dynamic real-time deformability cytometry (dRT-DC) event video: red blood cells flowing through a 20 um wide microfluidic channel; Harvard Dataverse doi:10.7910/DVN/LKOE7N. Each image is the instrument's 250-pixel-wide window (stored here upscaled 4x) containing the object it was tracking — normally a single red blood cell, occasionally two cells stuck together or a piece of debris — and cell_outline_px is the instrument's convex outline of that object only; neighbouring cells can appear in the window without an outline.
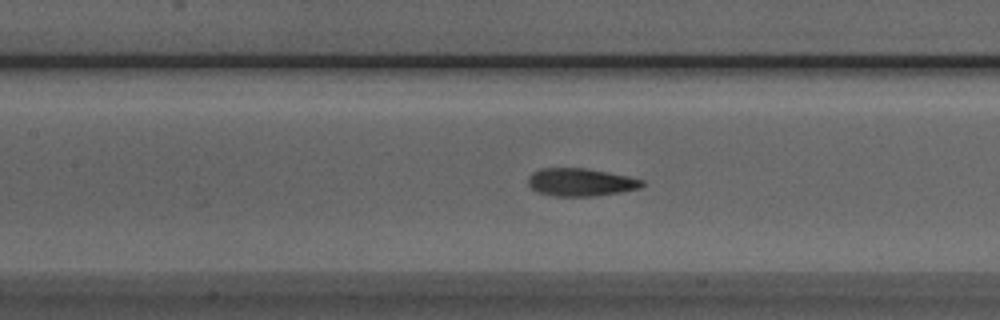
{"species": "Egyptian fruit bat (a non-hibernating species)", "species_latin": "Rousettus aegyptiacus", "temperature_condition": "room temperature", "stored_images_in_passage": 38, "camera_frame_rate_fps": 3000, "um_per_image_px": 0.085, "animal": {"sex": "male"}, "frame": {"image": 1, "passage_image": 11, "time_ms": 3.333, "image_size_px": [1000, 320], "cell_outline_px": [[644, 184], [640, 188], [620, 192], [596, 196], [556, 196], [536, 192], [528, 184], [528, 176], [532, 172], [540, 168], [584, 168], [628, 176], [644, 180]], "centroid_in_image_um": [49.33, 15.49], "position_along_channel_um": 158.1, "area_um2": 18.5}}
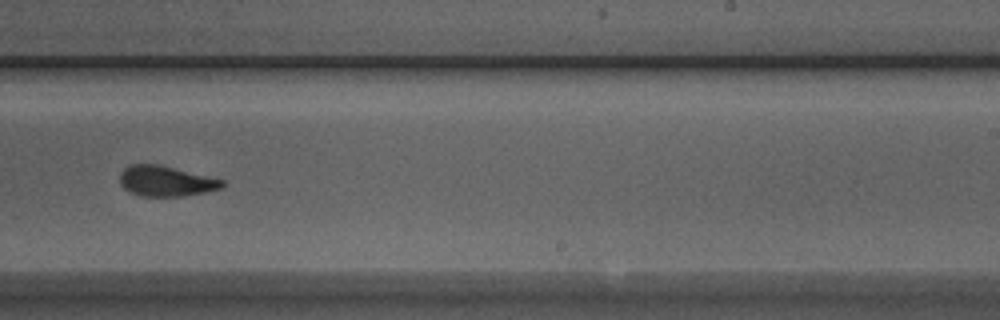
{"frame": {"image": 2, "passage_image": 20, "time_ms": 6.333, "image_size_px": [1000, 320], "cell_outline_px": [[228, 184], [224, 188], [184, 196], [140, 196], [128, 192], [120, 184], [120, 172], [128, 164], [160, 164], [224, 180]], "centroid_in_image_um": [14.11, 15.39], "position_along_channel_um": 274.9, "area_um2": 18.44}}
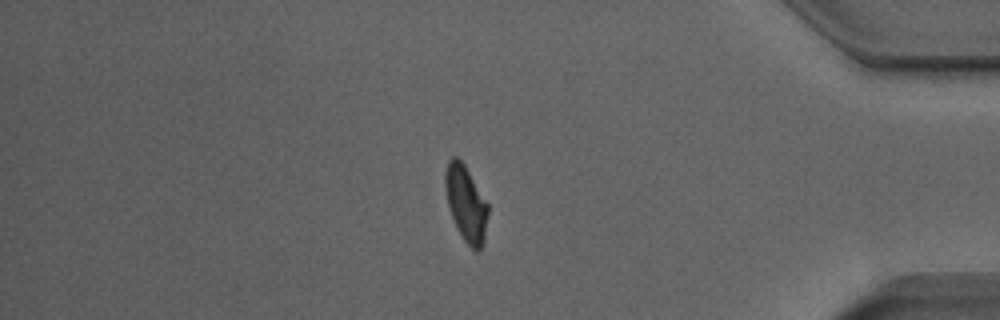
{"frame": {"image": 3, "passage_image": 32, "time_ms": 10.333, "image_size_px": [1000, 320], "cell_outline_px": [[488, 212], [484, 244], [476, 252], [464, 240], [452, 216], [448, 204], [444, 184], [444, 176], [448, 160], [452, 156], [456, 156], [464, 164], [488, 204]], "centroid_in_image_um": [39.61, 17.28], "position_along_channel_um": 395.6, "area_um2": 18.61}, "authors_computed_cell_mechanics": {"area_um2": 18.8717, "velocity_mm_per_s": 3.9118, "shape_relaxation_time_tau1_ms": 3.5402, "shape_relaxation_time_tau2_ms": 1.4126, "deformation_change_tau1": 0.1551, "deformation_change_tau2": 0.0896}}